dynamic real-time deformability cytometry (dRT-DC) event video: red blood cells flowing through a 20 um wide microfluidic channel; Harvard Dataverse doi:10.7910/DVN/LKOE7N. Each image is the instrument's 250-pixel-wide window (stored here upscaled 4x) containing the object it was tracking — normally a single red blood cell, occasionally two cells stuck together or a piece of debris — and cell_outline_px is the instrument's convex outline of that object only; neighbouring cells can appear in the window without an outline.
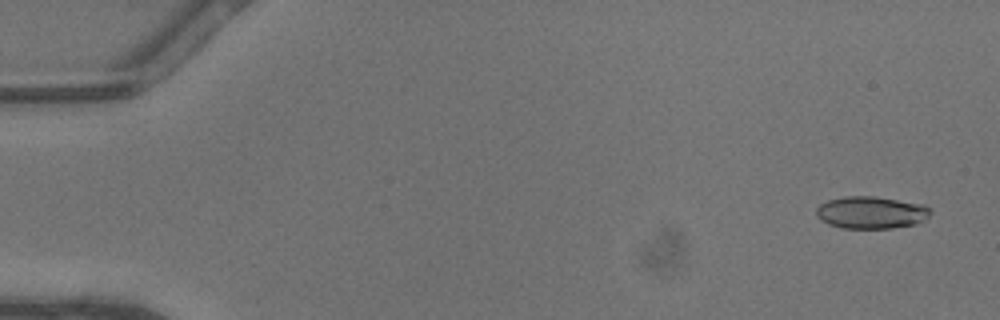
{"species": "common noctule bat (a hibernating species)", "species_latin": "Nyctalus noctula", "temperature_condition": "warm", "stored_images_in_passage": 16, "camera_frame_rate_fps": 3000, "um_per_image_px": 0.085, "animal": {"sex": "male", "body_mass_g": 13.3}, "frame": {"image": 1, "passage_image": 3, "time_ms": 0.667, "image_size_px": [1000, 320], "cell_outline_px": [[932, 212], [924, 220], [916, 224], [892, 228], [840, 228], [828, 224], [820, 220], [816, 216], [816, 208], [820, 204], [828, 200], [844, 196], [872, 196], [924, 204], [932, 208]], "centroid_in_image_um": [74.05, 18.06], "position_along_channel_um": 11.0, "area_um2": 21.68}}
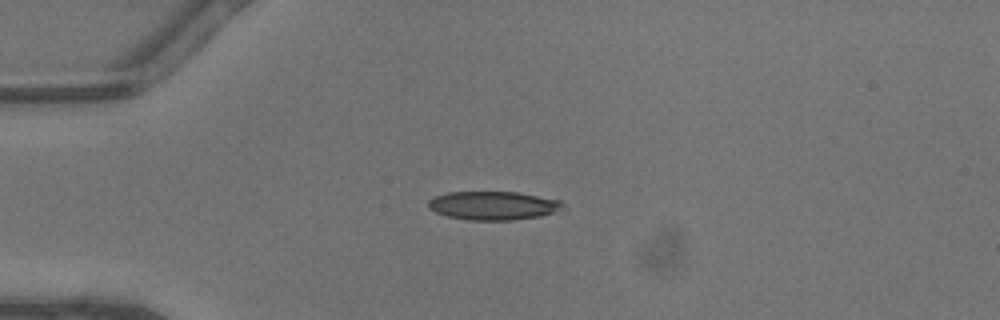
{"frame": {"image": 2, "passage_image": 13, "time_ms": 4.0, "image_size_px": [1000, 320], "cell_outline_px": [[568, 208], [564, 212], [540, 216], [512, 220], [468, 220], [448, 216], [436, 212], [428, 208], [428, 200], [436, 196], [448, 192], [516, 192], [560, 200]], "centroid_in_image_um": [42.02, 17.48], "position_along_channel_um": 43.0, "area_um2": 22.72}}